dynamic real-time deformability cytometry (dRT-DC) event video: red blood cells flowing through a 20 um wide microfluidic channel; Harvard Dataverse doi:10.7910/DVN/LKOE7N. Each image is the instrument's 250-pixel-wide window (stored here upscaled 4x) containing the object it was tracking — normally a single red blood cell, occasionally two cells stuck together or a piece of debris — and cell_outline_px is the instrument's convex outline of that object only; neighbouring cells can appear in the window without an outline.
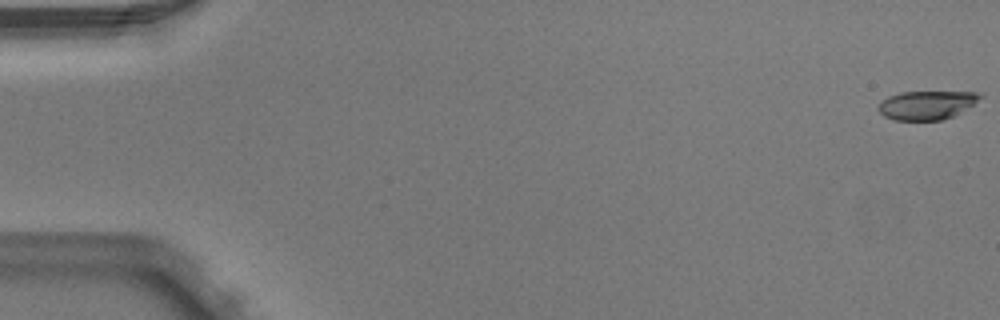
{"species": "Egyptian fruit bat (a non-hibernating species)", "species_latin": "Rousettus aegyptiacus", "temperature_condition": "warm", "stored_images_in_passage": 6, "camera_frame_rate_fps": 3000, "um_per_image_px": 0.085, "animal": {"sex": "male"}, "frame": {"image": 1, "passage_image": 1, "time_ms": 0.0, "image_size_px": [1000, 320], "cell_outline_px": [[984, 96], [956, 116], [940, 120], [892, 120], [884, 116], [876, 108], [888, 96], [900, 92], [984, 92]], "centroid_in_image_um": [78.8, 8.93], "position_along_channel_um": 6.2, "area_um2": 17.17}}
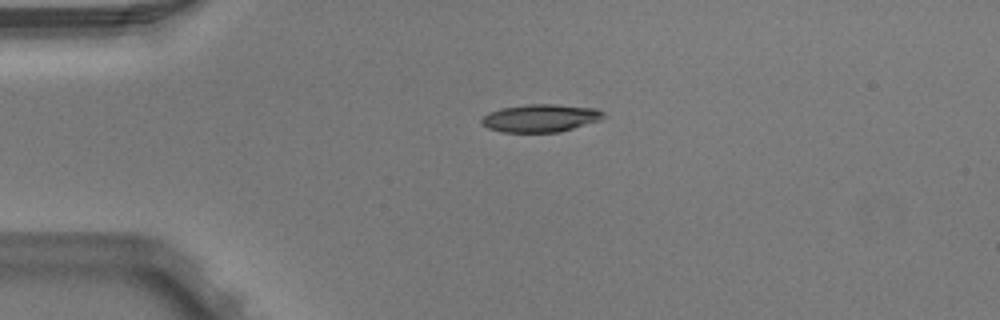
{"frame": {"image": 2, "passage_image": 4, "time_ms": 1.0, "image_size_px": [1000, 320], "cell_outline_px": [[608, 116], [600, 120], [560, 132], [500, 132], [488, 128], [480, 124], [480, 120], [488, 112], [500, 108], [528, 104], [552, 104], [596, 108], [604, 112]], "centroid_in_image_um": [45.93, 10.04], "position_along_channel_um": 39.1, "area_um2": 19.94}}
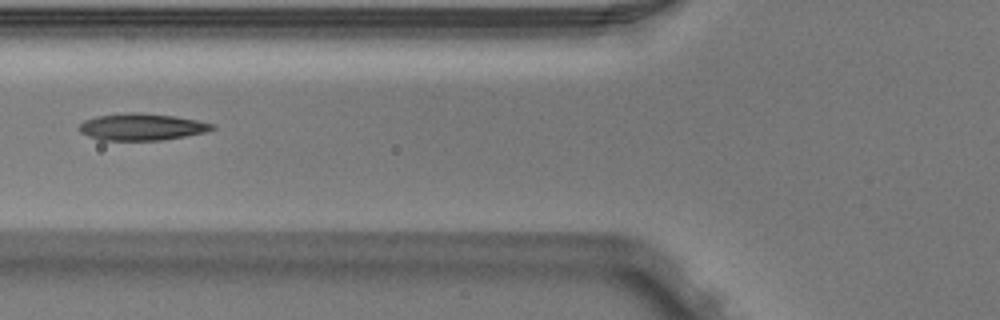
{"frame": {"image": 3, "passage_image": 6, "time_ms": 1.667, "image_size_px": [1000, 320], "cell_outline_px": [[216, 128], [208, 132], [164, 140], [100, 140], [88, 136], [80, 132], [76, 128], [84, 120], [96, 116], [132, 112], [172, 116], [196, 120], [216, 124]], "centroid_in_image_um": [12.05, 10.8], "position_along_channel_um": 113.7, "area_um2": 20.87}}